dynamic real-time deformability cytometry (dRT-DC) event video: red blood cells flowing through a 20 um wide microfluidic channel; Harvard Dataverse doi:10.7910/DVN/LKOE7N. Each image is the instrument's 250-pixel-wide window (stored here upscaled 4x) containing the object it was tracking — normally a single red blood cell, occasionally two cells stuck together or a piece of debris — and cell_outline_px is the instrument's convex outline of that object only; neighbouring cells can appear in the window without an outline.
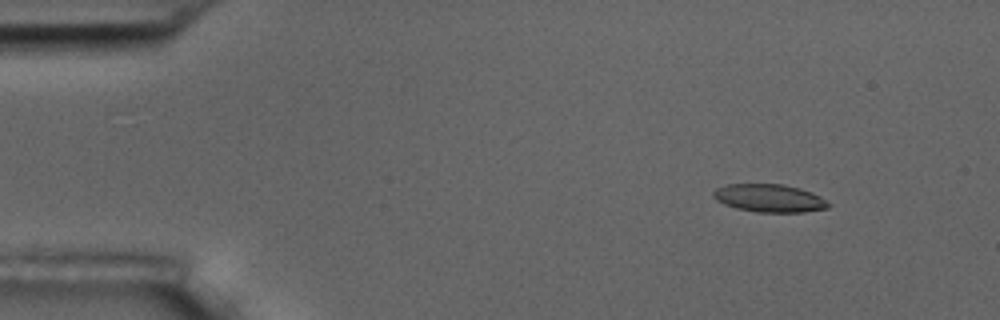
{"species": "common noctule bat (a hibernating species)", "species_latin": "Nyctalus noctula", "temperature_condition": "room temperature", "stored_images_in_passage": 3, "camera_frame_rate_fps": 3000, "um_per_image_px": 0.085, "animal": {"sex": "male", "body_mass_g": 17.5, "forearm_length_mm": 52.3}, "frame": {"image": 1, "passage_image": 1, "time_ms": 0.0, "image_size_px": [1000, 320], "cell_outline_px": [[832, 204], [828, 208], [804, 212], [756, 212], [736, 208], [724, 204], [716, 200], [712, 196], [712, 192], [716, 188], [728, 184], [784, 184], [800, 188], [812, 192], [820, 196]], "centroid_in_image_um": [65.41, 16.84], "position_along_channel_um": 19.6, "area_um2": 18.9}}